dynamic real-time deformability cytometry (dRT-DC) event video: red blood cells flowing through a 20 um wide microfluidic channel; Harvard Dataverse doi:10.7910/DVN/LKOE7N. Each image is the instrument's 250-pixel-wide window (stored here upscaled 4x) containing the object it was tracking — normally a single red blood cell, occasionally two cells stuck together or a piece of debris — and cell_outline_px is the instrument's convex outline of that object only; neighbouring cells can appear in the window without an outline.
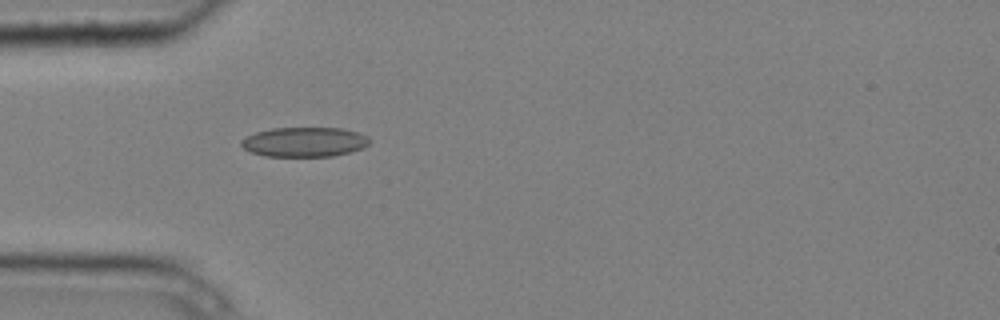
{"species": "common noctule bat (a hibernating species)", "species_latin": "Nyctalus noctula", "temperature_condition": "cold", "stored_images_in_passage": 1, "camera_frame_rate_fps": 3000, "um_per_image_px": 0.085, "animal": {"sex": "male", "body_mass_g": 20.4}, "frame": {"image": 1, "passage_image": 1, "time_ms": 0.0, "image_size_px": [1000, 320], "cell_outline_px": [[372, 140], [368, 144], [360, 148], [348, 152], [332, 156], [264, 156], [252, 152], [244, 148], [240, 144], [240, 140], [256, 132], [272, 128], [340, 128], [356, 132], [368, 136]], "centroid_in_image_um": [25.86, 12.06], "position_along_channel_um": 59.1, "area_um2": 21.96}}